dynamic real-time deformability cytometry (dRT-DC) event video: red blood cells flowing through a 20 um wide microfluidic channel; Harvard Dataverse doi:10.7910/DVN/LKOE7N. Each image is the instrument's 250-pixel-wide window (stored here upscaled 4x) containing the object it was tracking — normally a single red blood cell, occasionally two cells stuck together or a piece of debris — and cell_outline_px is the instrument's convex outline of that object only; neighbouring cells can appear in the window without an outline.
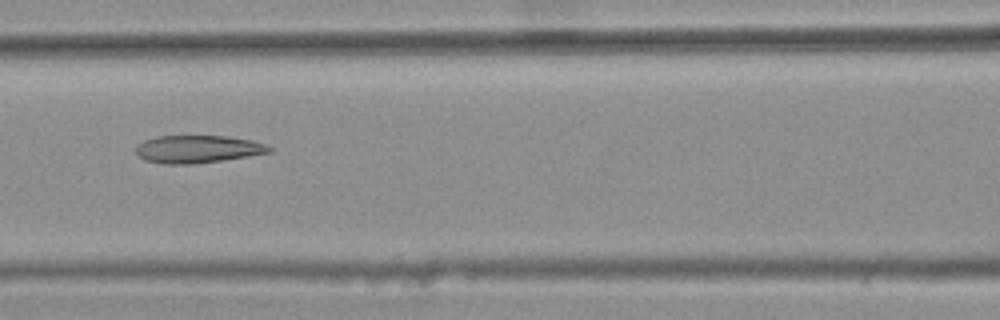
{"species": "common noctule bat (a hibernating species)", "species_latin": "Nyctalus noctula", "temperature_condition": "warm", "stored_images_in_passage": 3, "camera_frame_rate_fps": 3000, "um_per_image_px": 0.085, "animal": {"sex": "female", "body_mass_g": 25.1}, "frame": {"image": 1, "passage_image": 3, "time_ms": 0.667, "image_size_px": [1000, 320], "cell_outline_px": [[272, 152], [248, 156], [192, 164], [164, 164], [144, 160], [136, 156], [136, 148], [144, 140], [156, 136], [228, 136], [252, 140], [264, 144], [272, 148]], "centroid_in_image_um": [16.78, 12.67], "position_along_channel_um": 149.8, "area_um2": 21.44}}